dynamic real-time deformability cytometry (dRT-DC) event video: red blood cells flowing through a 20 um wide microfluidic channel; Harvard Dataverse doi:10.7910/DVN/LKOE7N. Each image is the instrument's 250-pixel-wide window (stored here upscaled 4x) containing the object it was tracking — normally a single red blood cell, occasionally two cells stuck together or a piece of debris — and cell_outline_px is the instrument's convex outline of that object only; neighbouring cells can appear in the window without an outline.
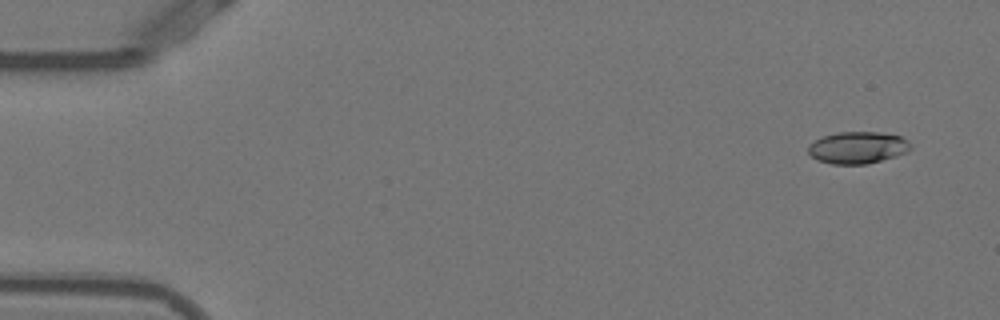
{"species": "Egyptian fruit bat (a non-hibernating species)", "species_latin": "Rousettus aegyptiacus", "temperature_condition": "warm", "stored_images_in_passage": 52, "camera_frame_rate_fps": 3000, "um_per_image_px": 0.085, "animal": {"sex": "female"}, "frame": {"image": 1, "passage_image": 3, "time_ms": 0.667, "image_size_px": [1000, 320], "cell_outline_px": [[912, 148], [908, 152], [896, 156], [868, 164], [832, 164], [816, 160], [808, 152], [808, 144], [824, 136], [836, 132], [880, 132], [900, 136], [908, 140], [912, 144]], "centroid_in_image_um": [72.93, 12.55], "position_along_channel_um": 12.1, "area_um2": 19.25}}
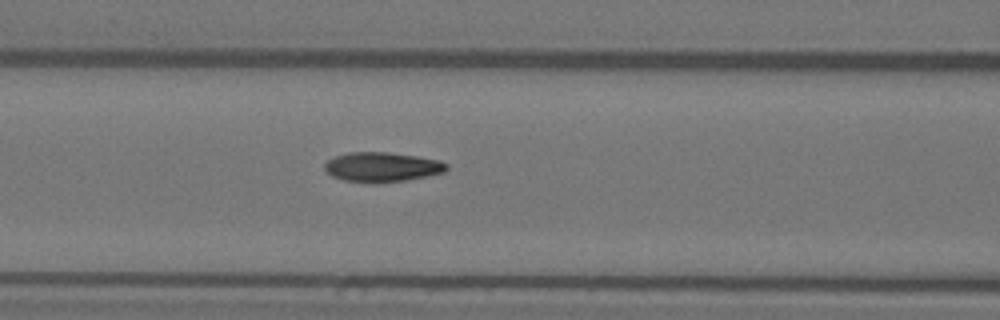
{"frame": {"image": 2, "passage_image": 22, "time_ms": 7.0, "image_size_px": [1000, 320], "cell_outline_px": [[448, 168], [444, 172], [428, 176], [408, 180], [376, 184], [344, 180], [332, 176], [324, 168], [324, 164], [328, 160], [336, 156], [348, 152], [388, 152], [416, 156], [440, 160], [448, 164]], "centroid_in_image_um": [32.49, 14.21], "position_along_channel_um": 134.1, "area_um2": 21.27}}
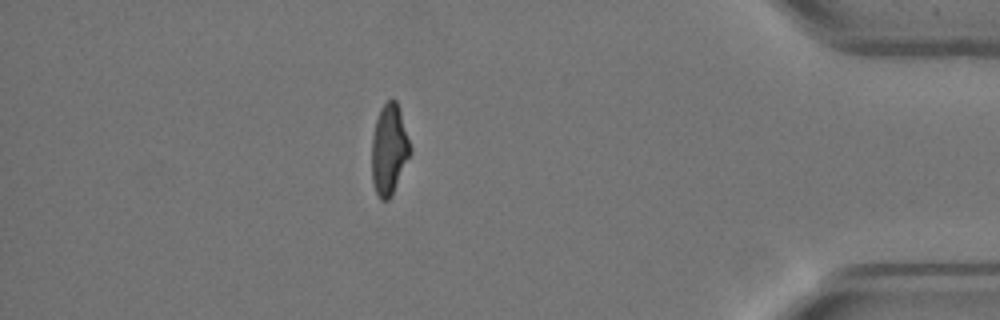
{"frame": {"image": 3, "passage_image": 46, "time_ms": 15.0, "image_size_px": [1000, 320], "cell_outline_px": [[412, 152], [392, 196], [388, 200], [380, 200], [372, 184], [372, 136], [376, 120], [380, 108], [392, 96], [396, 100], [412, 148]], "centroid_in_image_um": [33.08, 12.73], "position_along_channel_um": 402.1, "area_um2": 20.52}, "authors_computed_cell_mechanics": {"area_um2": 20.6924, "velocity_mm_per_s": 3.8734, "shape_relaxation_time_tau1_ms": 5.741, "shape_relaxation_time_tau2_ms": 1.5176, "deformation_change_tau1": 0.1925, "deformation_change_tau2": 0.0715}}